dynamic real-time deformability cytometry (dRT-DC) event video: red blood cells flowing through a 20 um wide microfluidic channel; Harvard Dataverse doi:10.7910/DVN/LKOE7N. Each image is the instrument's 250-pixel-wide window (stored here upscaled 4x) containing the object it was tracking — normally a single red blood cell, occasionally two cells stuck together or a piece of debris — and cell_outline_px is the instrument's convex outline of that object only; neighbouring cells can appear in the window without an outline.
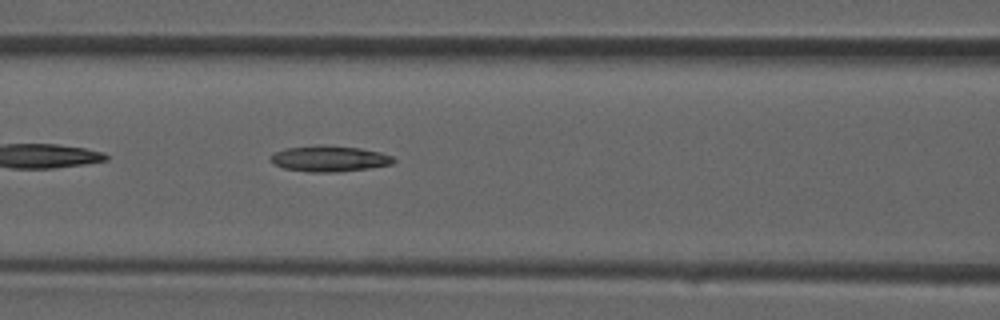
{"species": "common noctule bat (a hibernating species)", "species_latin": "Nyctalus noctula", "temperature_condition": "room temperature", "stored_images_in_passage": 30, "camera_frame_rate_fps": 3000, "um_per_image_px": 0.085, "animal": {"sex": "male", "forearm_length_mm": 52.5}, "frame": {"image": 1, "passage_image": 9, "time_ms": 2.667, "image_size_px": [1000, 320], "cell_outline_px": [[396, 160], [392, 164], [368, 168], [340, 172], [308, 172], [284, 168], [268, 160], [276, 152], [284, 148], [320, 144], [360, 148], [380, 152], [392, 156]], "centroid_in_image_um": [28.0, 13.48], "position_along_channel_um": 138.6, "area_um2": 18.61}}